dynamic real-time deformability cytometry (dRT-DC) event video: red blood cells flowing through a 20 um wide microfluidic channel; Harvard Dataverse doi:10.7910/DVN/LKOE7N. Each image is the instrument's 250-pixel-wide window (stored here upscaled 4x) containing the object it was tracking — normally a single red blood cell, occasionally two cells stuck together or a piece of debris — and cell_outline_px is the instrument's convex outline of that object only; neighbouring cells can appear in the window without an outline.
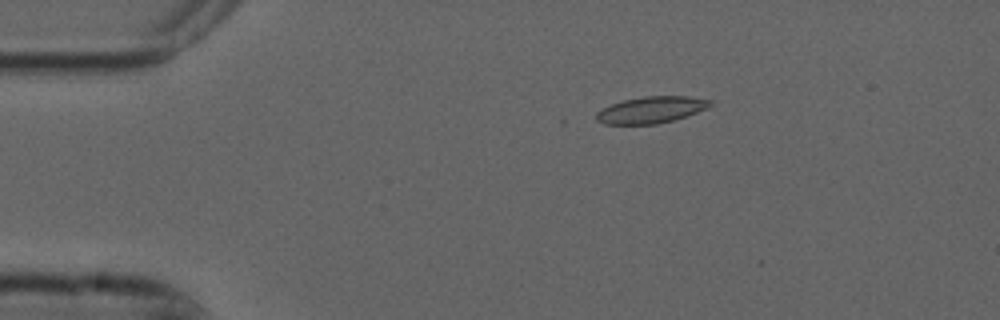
{"species": "common noctule bat (a hibernating species)", "species_latin": "Nyctalus noctula", "temperature_condition": "cold", "stored_images_in_passage": 14, "camera_frame_rate_fps": 3000, "um_per_image_px": 0.085, "animal": {"sex": "male", "forearm_length_mm": 52.5}, "frame": {"image": 1, "passage_image": 2, "time_ms": 0.333, "image_size_px": [1000, 320], "cell_outline_px": [[712, 104], [696, 112], [672, 120], [656, 124], [604, 124], [596, 120], [596, 112], [612, 104], [624, 100], [644, 96], [688, 96], [712, 100]], "centroid_in_image_um": [55.32, 9.33], "position_along_channel_um": 29.7, "area_um2": 17.34}}
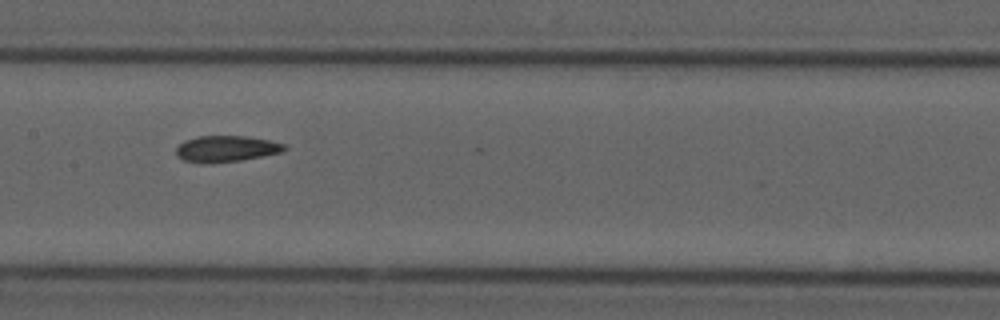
{"frame": {"image": 2, "passage_image": 7, "time_ms": 2.0, "image_size_px": [1000, 320], "cell_outline_px": [[288, 148], [280, 152], [240, 160], [184, 160], [176, 156], [176, 148], [184, 140], [196, 136], [244, 136], [268, 140], [284, 144]], "centroid_in_image_um": [19.24, 12.59], "position_along_channel_um": 188.2, "area_um2": 15.61}}
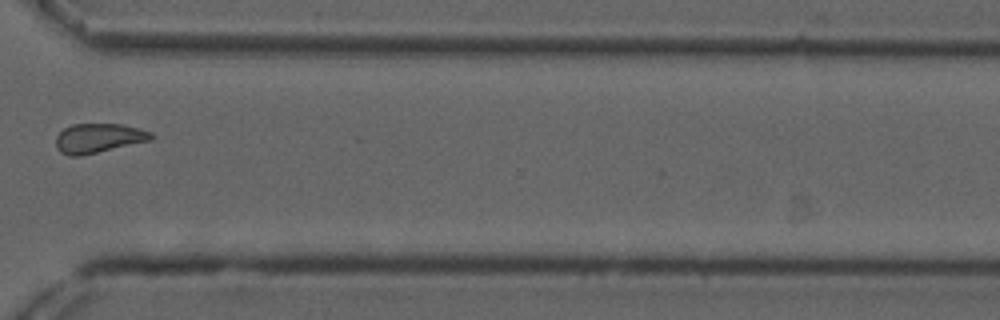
{"frame": {"image": 3, "passage_image": 11, "time_ms": 3.333, "image_size_px": [1000, 320], "cell_outline_px": [[156, 136], [152, 140], [80, 156], [68, 156], [60, 152], [56, 148], [56, 136], [64, 128], [72, 124], [120, 124], [152, 132]], "centroid_in_image_um": [8.37, 11.75], "position_along_channel_um": 362.2, "area_um2": 16.36}}